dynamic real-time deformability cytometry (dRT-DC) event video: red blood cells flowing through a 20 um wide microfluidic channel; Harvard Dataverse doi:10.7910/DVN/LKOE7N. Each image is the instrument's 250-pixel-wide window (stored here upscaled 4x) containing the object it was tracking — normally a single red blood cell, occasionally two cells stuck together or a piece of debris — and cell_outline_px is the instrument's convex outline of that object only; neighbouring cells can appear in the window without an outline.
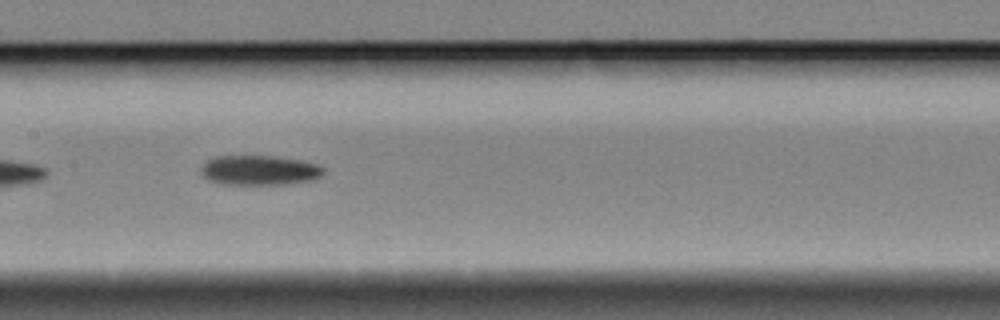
{"species": "Egyptian fruit bat (a non-hibernating species)", "species_latin": "Rousettus aegyptiacus", "temperature_condition": "cold", "stored_images_in_passage": 22, "camera_frame_rate_fps": 3000, "um_per_image_px": 0.085, "animal": {"sex": "female"}, "frame": {"image": 1, "passage_image": 13, "time_ms": 4.0, "image_size_px": [1000, 320], "cell_outline_px": [[324, 172], [316, 180], [284, 184], [220, 184], [208, 180], [200, 172], [200, 168], [208, 160], [216, 156], [272, 156], [300, 160], [316, 164], [324, 168]], "centroid_in_image_um": [22.05, 14.48], "position_along_channel_um": 185.4, "area_um2": 21.27}}